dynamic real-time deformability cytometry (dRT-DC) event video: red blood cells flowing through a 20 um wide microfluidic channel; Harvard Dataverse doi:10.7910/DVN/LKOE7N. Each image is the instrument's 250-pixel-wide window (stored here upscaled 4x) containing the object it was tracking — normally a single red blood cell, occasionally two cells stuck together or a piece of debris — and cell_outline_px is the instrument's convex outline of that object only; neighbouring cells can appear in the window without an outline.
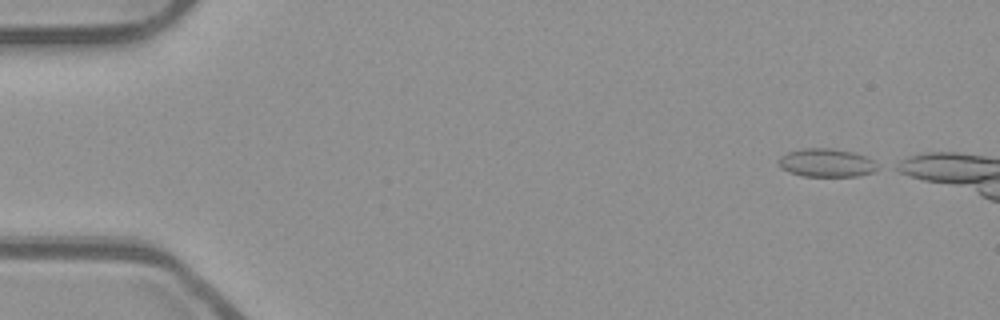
{"species": "common noctule bat (a hibernating species)", "species_latin": "Nyctalus noctula", "temperature_condition": "room temperature", "stored_images_in_passage": 10, "camera_frame_rate_fps": 3000, "um_per_image_px": 0.085, "animal": {"sex": "male", "body_mass_g": 23.1, "forearm_length_mm": 52.7}, "frame": {"image": 1, "passage_image": 1, "time_ms": 0.0, "image_size_px": [1000, 320], "cell_outline_px": [[880, 168], [872, 172], [856, 176], [804, 176], [780, 168], [780, 156], [788, 152], [804, 148], [832, 148], [852, 152], [864, 156], [872, 160]], "centroid_in_image_um": [70.26, 13.83], "position_along_channel_um": 14.7, "area_um2": 16.07}}